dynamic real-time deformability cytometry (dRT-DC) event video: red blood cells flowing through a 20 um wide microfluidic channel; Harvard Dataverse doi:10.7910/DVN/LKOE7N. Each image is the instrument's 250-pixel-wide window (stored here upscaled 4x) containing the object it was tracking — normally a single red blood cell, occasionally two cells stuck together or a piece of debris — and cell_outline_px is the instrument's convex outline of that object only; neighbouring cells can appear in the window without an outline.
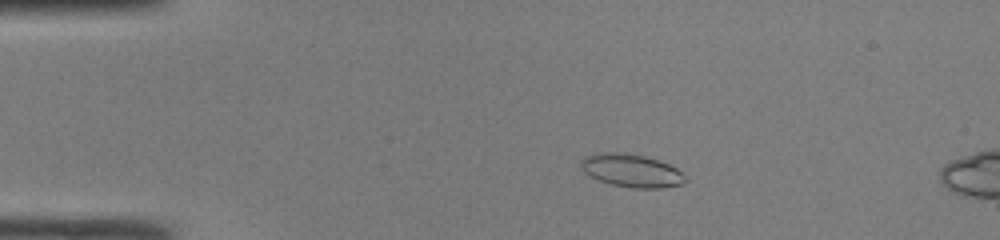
{"species": "common noctule bat (a hibernating species)", "species_latin": "Nyctalus noctula", "temperature_condition": "room temperature", "stored_images_in_passage": 6, "camera_frame_rate_fps": 3000, "um_per_image_px": 0.085, "animal": {"sex": "male", "body_mass_g": 19.0, "forearm_length_mm": 50.8}, "frame": {"image": 1, "passage_image": 1, "time_ms": 0.0, "image_size_px": [1000, 240], "cell_outline_px": [[688, 180], [680, 184], [660, 188], [636, 188], [612, 184], [600, 180], [584, 172], [580, 168], [580, 160], [584, 156], [600, 152], [616, 152], [644, 156], [668, 164], [676, 168]], "centroid_in_image_um": [53.63, 14.49], "position_along_channel_um": 31.4, "area_um2": 19.77}}